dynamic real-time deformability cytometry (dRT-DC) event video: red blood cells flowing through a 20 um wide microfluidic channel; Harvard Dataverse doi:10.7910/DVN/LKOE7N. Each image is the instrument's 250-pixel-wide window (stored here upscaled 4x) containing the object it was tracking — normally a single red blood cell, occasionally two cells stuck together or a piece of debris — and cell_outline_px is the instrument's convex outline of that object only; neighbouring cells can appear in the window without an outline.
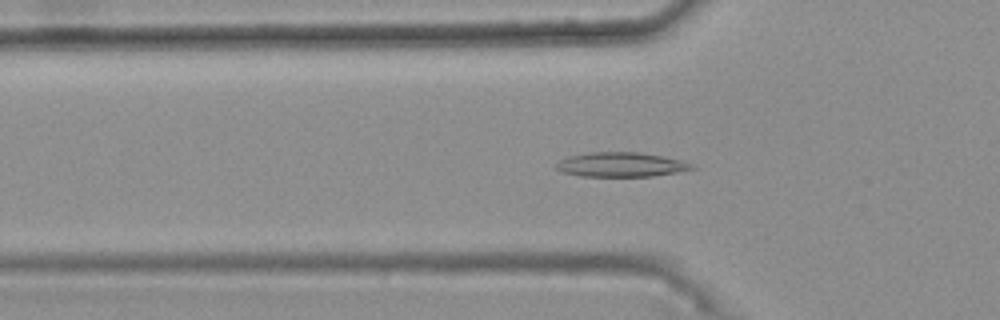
{"species": "common noctule bat (a hibernating species)", "species_latin": "Nyctalus noctula", "temperature_condition": "warm", "stored_images_in_passage": 45, "camera_frame_rate_fps": 3000, "um_per_image_px": 0.085, "animal": {"sex": "female", "body_mass_g": 25.1}, "frame": {"image": 1, "passage_image": 16, "time_ms": 5.0, "image_size_px": [1000, 320], "cell_outline_px": [[696, 168], [676, 172], [652, 176], [580, 176], [560, 172], [556, 168], [556, 164], [560, 160], [568, 156], [592, 152], [640, 152], [680, 160], [692, 164]], "centroid_in_image_um": [52.74, 13.99], "position_along_channel_um": 73.1, "area_um2": 19.19}}
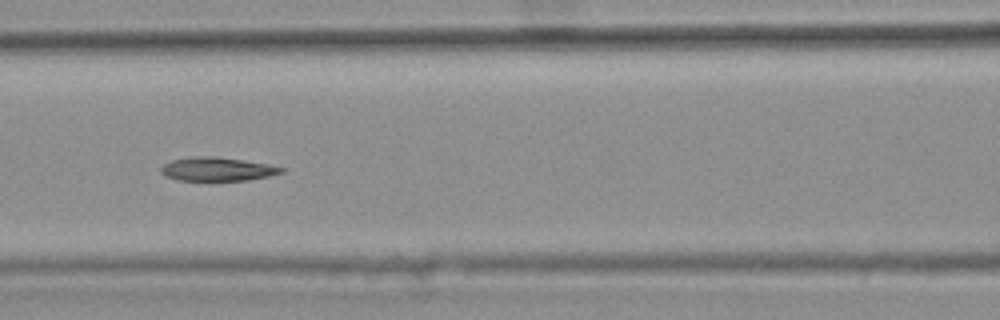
{"frame": {"image": 2, "passage_image": 22, "time_ms": 7.0, "image_size_px": [1000, 320], "cell_outline_px": [[284, 172], [268, 176], [248, 180], [176, 180], [164, 176], [160, 172], [160, 168], [164, 164], [172, 160], [192, 156], [216, 156], [244, 160], [284, 168]], "centroid_in_image_um": [18.4, 14.37], "position_along_channel_um": 148.2, "area_um2": 16.53}}
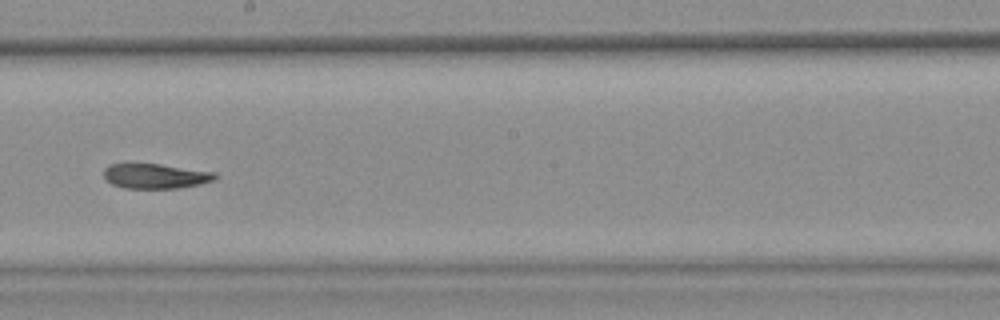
{"frame": {"image": 3, "passage_image": 29, "time_ms": 9.333, "image_size_px": [1000, 320], "cell_outline_px": [[220, 176], [212, 180], [200, 184], [180, 188], [124, 188], [112, 184], [104, 176], [104, 168], [108, 164], [160, 164], [216, 172]], "centroid_in_image_um": [13.24, 14.96], "position_along_channel_um": 235.0, "area_um2": 16.13}}